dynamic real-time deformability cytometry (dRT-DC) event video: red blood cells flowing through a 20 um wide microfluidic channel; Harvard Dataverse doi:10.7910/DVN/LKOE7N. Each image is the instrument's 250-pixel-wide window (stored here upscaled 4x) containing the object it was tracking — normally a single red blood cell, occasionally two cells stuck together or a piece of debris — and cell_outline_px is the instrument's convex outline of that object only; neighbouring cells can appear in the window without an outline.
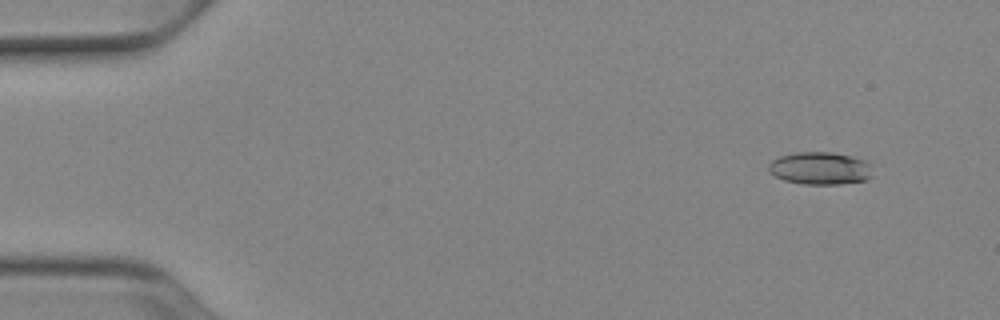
{"species": "Egyptian fruit bat (a non-hibernating species)", "species_latin": "Rousettus aegyptiacus", "temperature_condition": "cold", "stored_images_in_passage": 52, "camera_frame_rate_fps": 3000, "um_per_image_px": 0.085, "animal": {"sex": "female"}, "frame": {"image": 1, "passage_image": 5, "time_ms": 1.333, "image_size_px": [1000, 320], "cell_outline_px": [[872, 176], [868, 180], [840, 184], [804, 184], [784, 180], [768, 172], [768, 164], [772, 160], [780, 156], [796, 152], [832, 152], [852, 156], [868, 160], [872, 164]], "centroid_in_image_um": [69.76, 14.3], "position_along_channel_um": 15.2, "area_um2": 20.11}}
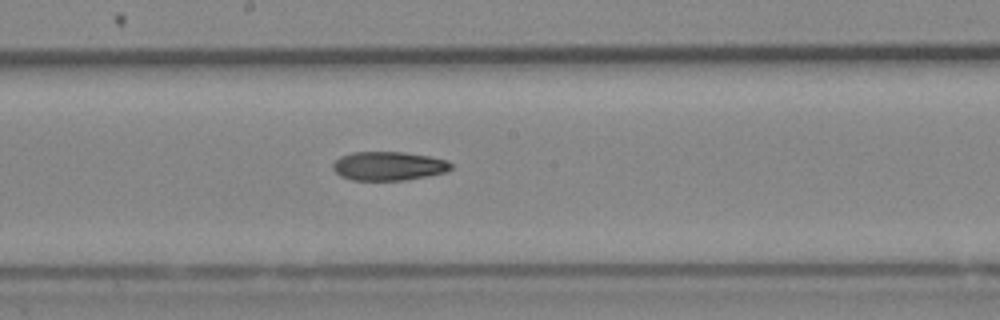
{"frame": {"image": 2, "passage_image": 29, "time_ms": 9.333, "image_size_px": [1000, 320], "cell_outline_px": [[452, 168], [448, 172], [428, 176], [404, 180], [352, 180], [340, 176], [332, 168], [332, 164], [340, 156], [352, 152], [404, 152], [428, 156], [448, 160], [452, 164]], "centroid_in_image_um": [33.04, 14.11], "position_along_channel_um": 215.2, "area_um2": 20.0}}
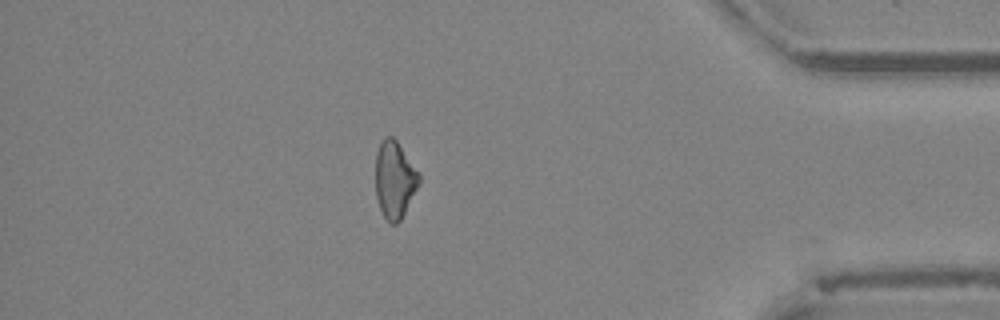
{"frame": {"image": 3, "passage_image": 46, "time_ms": 15.0, "image_size_px": [1000, 320], "cell_outline_px": [[420, 180], [400, 220], [396, 224], [392, 224], [384, 216], [380, 208], [376, 196], [376, 152], [384, 136], [392, 136], [396, 140], [420, 176]], "centroid_in_image_um": [33.51, 15.25], "position_along_channel_um": 401.7, "area_um2": 18.9}, "authors_computed_cell_mechanics": {"area_um2": 20.1144, "velocity_mm_per_s": 3.9267, "shape_relaxation_time_tau1_ms": 5.7538, "shape_relaxation_time_tau2_ms": null, "deformation_change_tau1": 0.1626, "deformation_change_tau2": null}}